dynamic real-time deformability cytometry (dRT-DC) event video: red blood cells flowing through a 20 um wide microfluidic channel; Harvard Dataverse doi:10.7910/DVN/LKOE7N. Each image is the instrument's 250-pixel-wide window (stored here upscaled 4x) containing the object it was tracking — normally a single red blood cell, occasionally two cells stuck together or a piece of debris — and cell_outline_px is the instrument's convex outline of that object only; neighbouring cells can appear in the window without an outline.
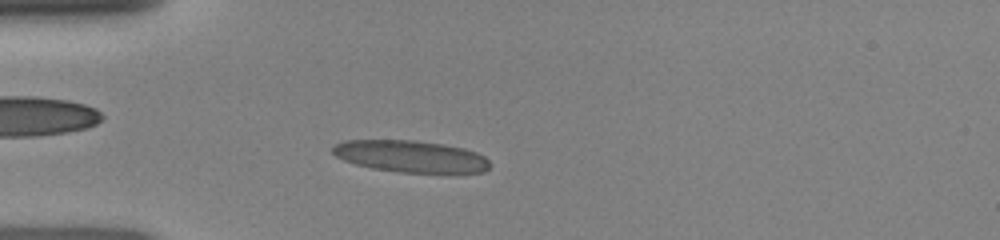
{"species": "human", "species_latin": "Homo sapiens", "temperature_condition": "room temperature", "stored_images_in_passage": 40, "camera_frame_rate_fps": 3000, "um_per_image_px": 0.085, "donor": {"sex": "female"}, "frame": {"image": 1, "passage_image": 6, "time_ms": 1.667, "image_size_px": [1000, 240], "cell_outline_px": [[492, 164], [484, 172], [400, 172], [372, 168], [356, 164], [344, 160], [336, 156], [332, 152], [332, 148], [336, 144], [344, 140], [416, 140], [444, 144], [464, 148], [476, 152], [484, 156]], "centroid_in_image_um": [34.91, 13.28], "position_along_channel_um": 50.1, "area_um2": 29.07}}
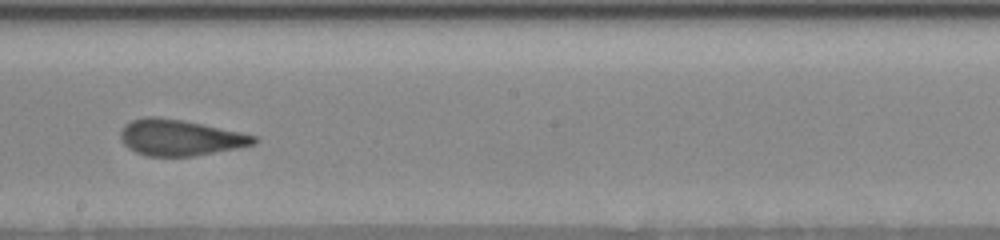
{"frame": {"image": 2, "passage_image": 20, "time_ms": 6.333, "image_size_px": [1000, 240], "cell_outline_px": [[260, 140], [256, 144], [240, 148], [192, 156], [148, 156], [136, 152], [128, 148], [120, 140], [120, 132], [124, 124], [132, 120], [144, 116], [156, 116], [184, 120], [240, 132], [256, 136]], "centroid_in_image_um": [15.3, 11.69], "position_along_channel_um": 232.9, "area_um2": 28.26}}
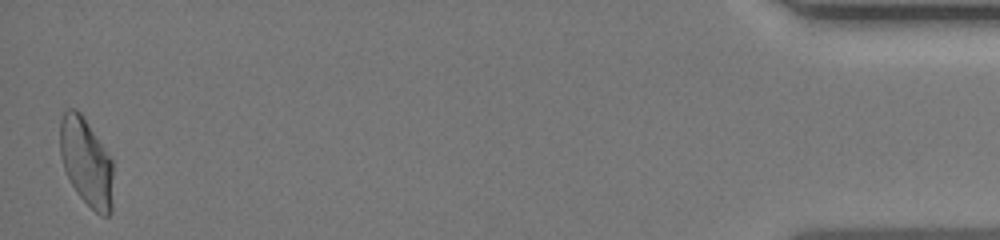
{"frame": {"image": 3, "passage_image": 40, "time_ms": 13.0, "image_size_px": [1000, 240], "cell_outline_px": [[112, 212], [108, 216], [100, 216], [76, 192], [64, 168], [60, 156], [60, 120], [64, 112], [68, 108], [76, 108], [80, 112], [112, 160]], "centroid_in_image_um": [7.33, 13.78], "position_along_channel_um": 427.9, "area_um2": 26.93}}